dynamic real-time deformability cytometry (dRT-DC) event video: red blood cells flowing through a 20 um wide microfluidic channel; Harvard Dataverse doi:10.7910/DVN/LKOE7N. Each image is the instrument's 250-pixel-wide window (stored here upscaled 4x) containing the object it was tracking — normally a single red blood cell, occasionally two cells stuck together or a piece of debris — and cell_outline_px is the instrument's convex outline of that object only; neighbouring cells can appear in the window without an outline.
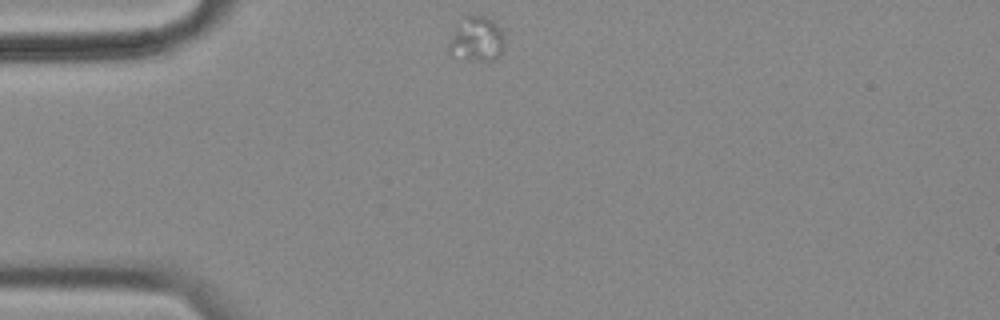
{"species": "common noctule bat (a hibernating species)", "species_latin": "Nyctalus noctula", "temperature_condition": "cold", "stored_images_in_passage": 24, "camera_frame_rate_fps": 3000, "um_per_image_px": 0.085, "animal": {"sex": "female", "body_mass_g": 18.4}, "frame": {"image": 1, "passage_image": 1, "time_ms": 0.0, "image_size_px": [1000, 320], "cell_outline_px": [[504, 52], [496, 60], [468, 60], [452, 56], [448, 52], [448, 44], [456, 24], [464, 16], [484, 16], [492, 20], [504, 32]], "centroid_in_image_um": [40.52, 3.35], "position_along_channel_um": 44.5, "area_um2": 14.91}}